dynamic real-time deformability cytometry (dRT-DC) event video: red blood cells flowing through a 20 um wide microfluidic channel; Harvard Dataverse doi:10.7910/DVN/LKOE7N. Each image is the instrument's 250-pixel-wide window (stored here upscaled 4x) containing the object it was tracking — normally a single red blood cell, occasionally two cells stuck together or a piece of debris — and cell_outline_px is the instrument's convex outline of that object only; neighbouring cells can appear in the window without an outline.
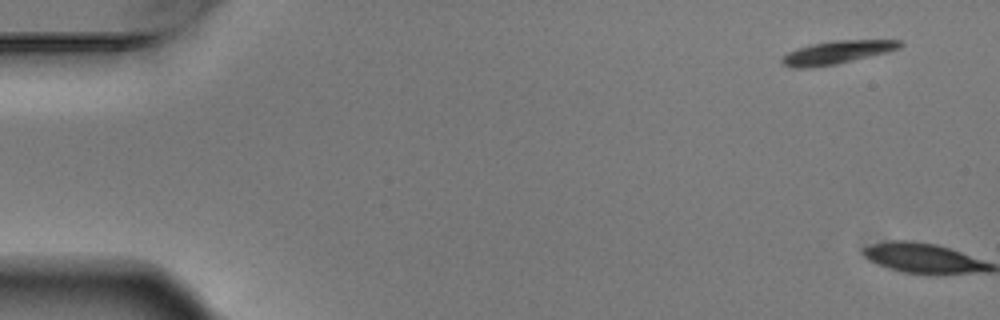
{"species": "Egyptian fruit bat (a non-hibernating species)", "species_latin": "Rousettus aegyptiacus", "temperature_condition": "warm", "stored_images_in_passage": 5, "camera_frame_rate_fps": 3000, "um_per_image_px": 0.085, "animal": {"sex": "male"}, "frame": {"image": 1, "passage_image": 1, "time_ms": 0.0, "image_size_px": [1000, 320], "cell_outline_px": [[904, 44], [900, 48], [888, 52], [836, 64], [808, 68], [792, 68], [784, 64], [780, 60], [788, 52], [796, 48], [812, 44], [832, 40], [900, 40]], "centroid_in_image_um": [71.15, 4.44], "position_along_channel_um": 13.8, "area_um2": 15.9}}